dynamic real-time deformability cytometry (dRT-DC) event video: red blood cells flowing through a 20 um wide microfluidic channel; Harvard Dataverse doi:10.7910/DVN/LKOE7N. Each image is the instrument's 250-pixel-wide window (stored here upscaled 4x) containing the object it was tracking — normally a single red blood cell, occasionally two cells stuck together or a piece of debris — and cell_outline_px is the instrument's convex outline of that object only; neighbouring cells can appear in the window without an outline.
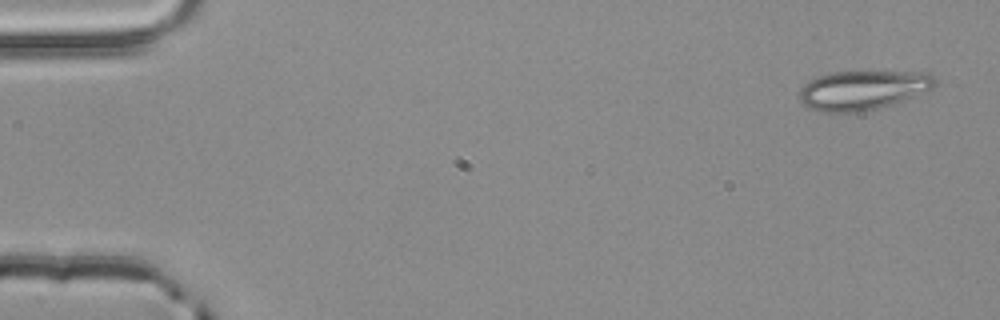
{"species": "common noctule bat (a hibernating species)", "species_latin": "Nyctalus noctula", "temperature_condition": "room temperature", "stored_images_in_passage": 4, "camera_frame_rate_fps": 3000, "um_per_image_px": 0.085, "animal": {"sex": "male", "body_mass_g": 20.4}, "frame": {"image": 1, "passage_image": 1, "time_ms": 0.0, "image_size_px": [1000, 320], "cell_outline_px": [[936, 84], [932, 88], [904, 100], [892, 104], [876, 108], [856, 112], [820, 112], [808, 108], [800, 100], [800, 88], [808, 80], [816, 76], [832, 72], [928, 72], [936, 80]], "centroid_in_image_um": [73.3, 7.65], "position_along_channel_um": 11.7, "area_um2": 30.92}}